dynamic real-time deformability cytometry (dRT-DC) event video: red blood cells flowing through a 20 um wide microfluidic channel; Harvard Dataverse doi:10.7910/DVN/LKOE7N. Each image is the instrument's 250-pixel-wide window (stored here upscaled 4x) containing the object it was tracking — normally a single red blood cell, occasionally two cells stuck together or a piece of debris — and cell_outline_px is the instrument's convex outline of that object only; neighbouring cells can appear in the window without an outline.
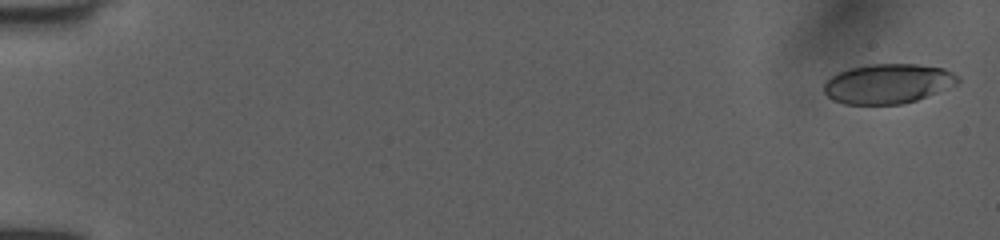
{"species": "human", "species_latin": "Homo sapiens", "temperature_condition": "room temperature", "stored_images_in_passage": 52, "camera_frame_rate_fps": 3000, "um_per_image_px": 0.085, "donor": {"sex": "female"}, "frame": {"image": 1, "passage_image": 2, "time_ms": 0.333, "image_size_px": [1000, 240], "cell_outline_px": [[960, 84], [916, 100], [900, 104], [844, 104], [832, 100], [824, 92], [824, 84], [832, 76], [848, 68], [868, 64], [916, 64], [944, 68], [960, 76]], "centroid_in_image_um": [75.51, 7.11], "position_along_channel_um": 9.5, "area_um2": 31.15}}
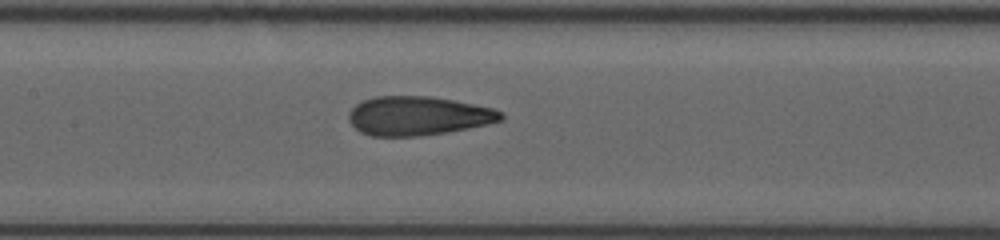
{"frame": {"image": 2, "passage_image": 27, "time_ms": 8.667, "image_size_px": [1000, 240], "cell_outline_px": [[504, 116], [500, 120], [468, 128], [420, 136], [372, 136], [360, 132], [348, 120], [348, 112], [356, 104], [364, 100], [376, 96], [432, 96], [492, 108], [500, 112]], "centroid_in_image_um": [35.47, 9.84], "position_along_channel_um": 171.9, "area_um2": 34.22}}
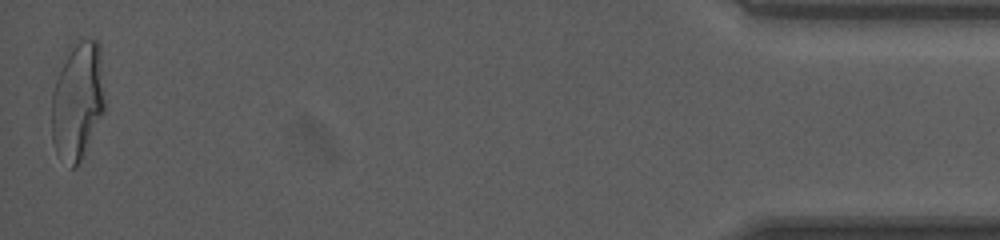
{"frame": {"image": 3, "passage_image": 52, "time_ms": 17.0, "image_size_px": [1000, 240], "cell_outline_px": [[104, 112], [76, 168], [72, 168], [56, 152], [52, 140], [52, 92], [68, 44], [72, 40], [96, 40], [100, 44], [104, 100]], "centroid_in_image_um": [6.58, 8.5], "position_along_channel_um": 428.6, "area_um2": 36.59}, "authors_computed_cell_mechanics": {"area_um2": 34.2754, "velocity_mm_per_s": 4.062, "shape_relaxation_time_tau1_ms": 5.5181, "shape_relaxation_time_tau2_ms": 0.9524, "deformation_change_tau1": 0.1894, "deformation_change_tau2": 0.0839}}